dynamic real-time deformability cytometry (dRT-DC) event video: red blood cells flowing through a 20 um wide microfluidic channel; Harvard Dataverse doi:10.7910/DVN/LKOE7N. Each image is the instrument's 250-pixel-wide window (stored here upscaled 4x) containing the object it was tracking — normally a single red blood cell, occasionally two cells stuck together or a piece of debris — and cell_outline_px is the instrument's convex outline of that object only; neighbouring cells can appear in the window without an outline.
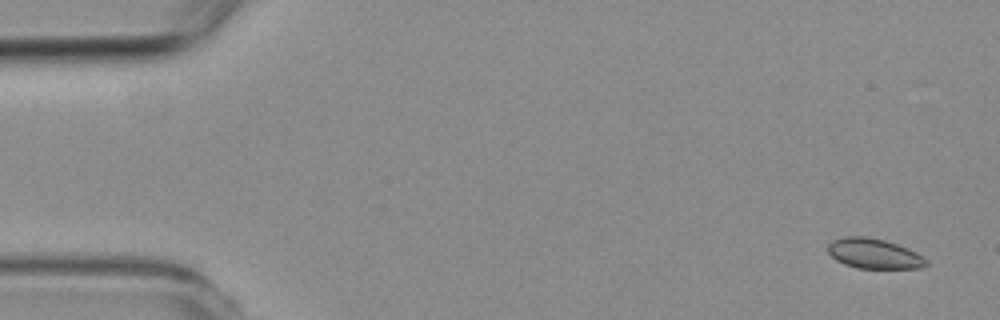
{"species": "common noctule bat (a hibernating species)", "species_latin": "Nyctalus noctula", "temperature_condition": "room temperature", "stored_images_in_passage": 4, "camera_frame_rate_fps": 3000, "um_per_image_px": 0.085, "animal": {"sex": "female", "body_mass_g": 19.3, "forearm_length_mm": 54.1}, "frame": {"image": 1, "passage_image": 1, "time_ms": 0.0, "image_size_px": [1000, 320], "cell_outline_px": [[928, 264], [920, 268], [856, 268], [844, 264], [836, 260], [828, 252], [828, 244], [832, 240], [844, 236], [868, 236], [884, 240], [908, 248], [916, 252], [928, 260]], "centroid_in_image_um": [74.28, 21.55], "position_along_channel_um": 10.7, "area_um2": 17.28}}
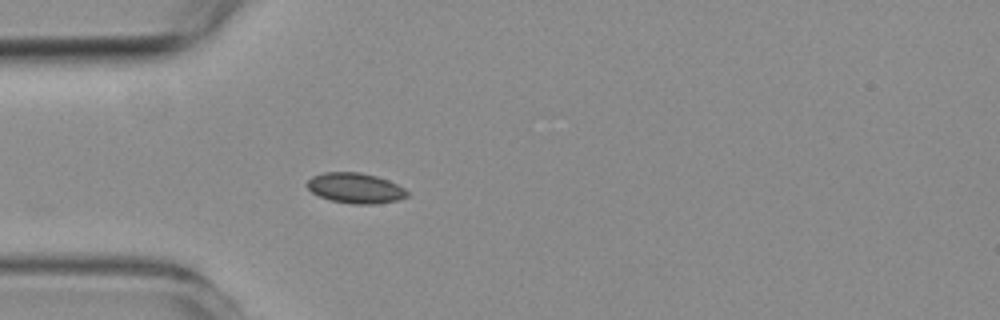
{"frame": {"image": 2, "passage_image": 4, "time_ms": 4.333, "image_size_px": [1000, 320], "cell_outline_px": [[408, 196], [396, 200], [376, 204], [352, 204], [332, 200], [320, 196], [312, 192], [308, 188], [308, 180], [312, 176], [324, 172], [360, 172], [376, 176], [388, 180], [404, 188], [408, 192]], "centroid_in_image_um": [30.21, 15.98], "position_along_channel_um": 54.8, "area_um2": 17.51}}